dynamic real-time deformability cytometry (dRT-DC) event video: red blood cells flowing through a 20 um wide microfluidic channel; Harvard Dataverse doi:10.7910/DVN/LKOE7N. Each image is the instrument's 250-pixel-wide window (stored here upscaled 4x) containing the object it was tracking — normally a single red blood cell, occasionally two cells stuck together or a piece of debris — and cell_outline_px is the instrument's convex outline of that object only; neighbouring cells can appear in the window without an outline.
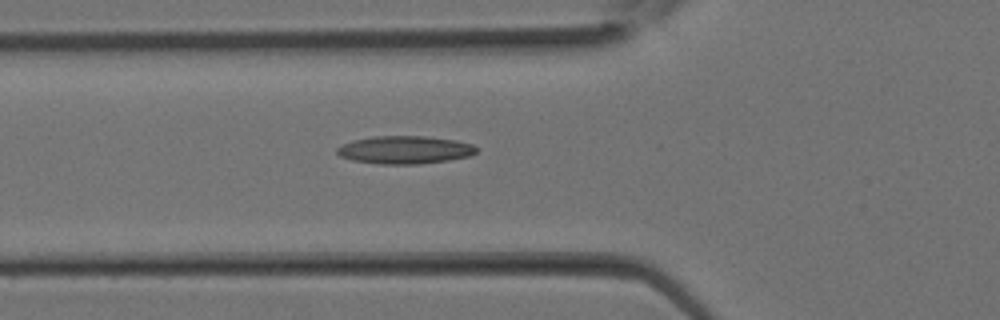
{"species": "Egyptian fruit bat (a non-hibernating species)", "species_latin": "Rousettus aegyptiacus", "temperature_condition": "room temperature", "stored_images_in_passage": 15, "camera_frame_rate_fps": 3000, "um_per_image_px": 0.085, "animal": {"sex": "female"}, "frame": {"image": 1, "passage_image": 11, "time_ms": 3.333, "image_size_px": [1000, 320], "cell_outline_px": [[476, 152], [468, 156], [448, 160], [420, 164], [380, 164], [352, 160], [340, 156], [336, 152], [336, 148], [352, 140], [372, 136], [424, 136], [456, 140], [472, 144], [476, 148]], "centroid_in_image_um": [34.38, 12.73], "position_along_channel_um": 91.4, "area_um2": 22.6}}
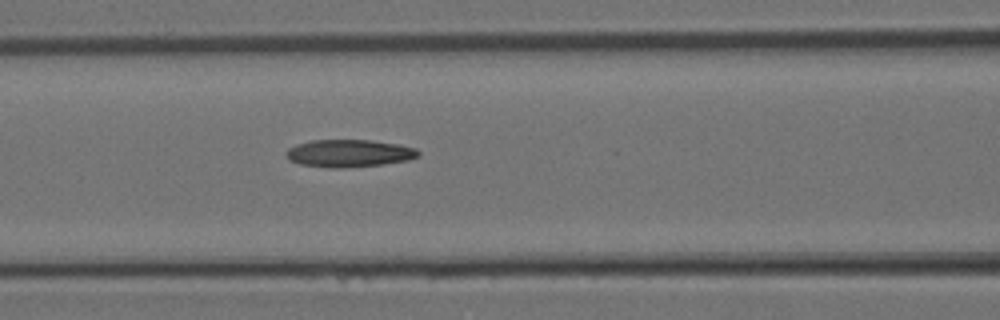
{"frame": {"image": 2, "passage_image": 13, "time_ms": 4.0, "image_size_px": [1000, 320], "cell_outline_px": [[420, 152], [416, 156], [408, 160], [380, 164], [340, 168], [332, 168], [300, 164], [288, 160], [284, 152], [288, 148], [296, 144], [312, 140], [372, 140], [396, 144], [416, 148]], "centroid_in_image_um": [29.61, 13.02], "position_along_channel_um": 137.0, "area_um2": 21.04}}
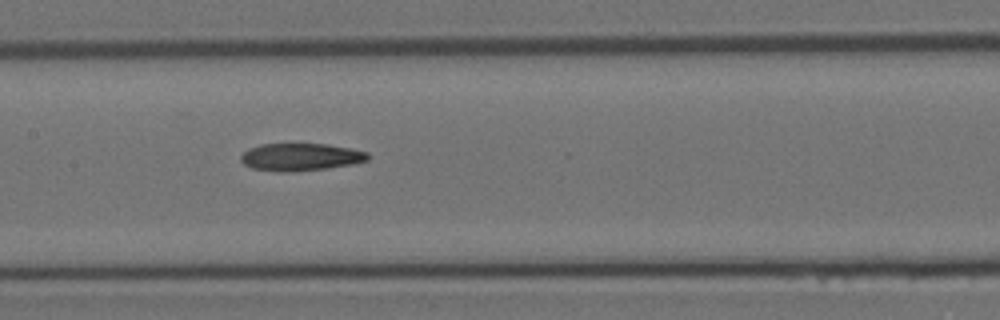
{"frame": {"image": 3, "passage_image": 15, "time_ms": 4.667, "image_size_px": [1000, 320], "cell_outline_px": [[368, 160], [352, 164], [328, 168], [292, 172], [280, 172], [252, 168], [244, 164], [240, 160], [240, 156], [248, 148], [260, 144], [328, 144], [352, 148], [368, 152]], "centroid_in_image_um": [25.54, 13.34], "position_along_channel_um": 181.9, "area_um2": 20.46}}